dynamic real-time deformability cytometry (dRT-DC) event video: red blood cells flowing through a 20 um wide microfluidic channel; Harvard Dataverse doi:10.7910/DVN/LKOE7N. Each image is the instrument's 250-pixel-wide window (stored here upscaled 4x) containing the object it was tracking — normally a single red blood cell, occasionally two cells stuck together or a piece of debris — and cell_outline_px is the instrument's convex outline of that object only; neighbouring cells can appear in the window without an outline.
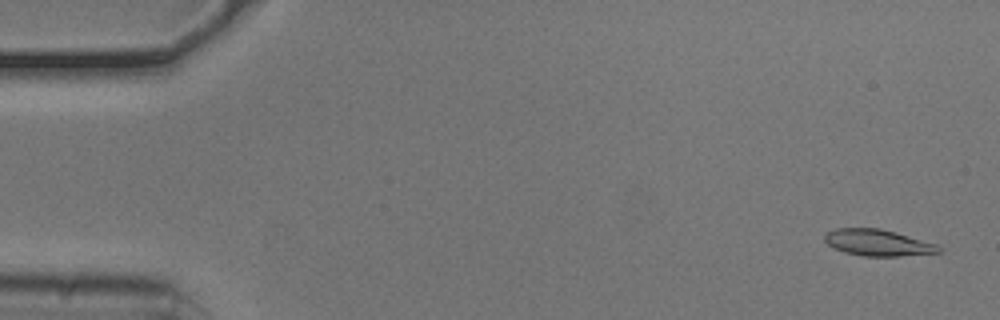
{"species": "common noctule bat (a hibernating species)", "species_latin": "Nyctalus noctula", "temperature_condition": "cold", "stored_images_in_passage": 53, "camera_frame_rate_fps": 3000, "um_per_image_px": 0.085, "animal": {"sex": "male", "body_mass_g": 20.5, "forearm_length_mm": 52.5}, "frame": {"image": 1, "passage_image": 2, "time_ms": 0.333, "image_size_px": [1000, 320], "cell_outline_px": [[944, 248], [940, 252], [900, 256], [860, 256], [844, 252], [828, 244], [824, 240], [824, 236], [828, 232], [836, 228], [880, 228], [896, 232], [936, 244]], "centroid_in_image_um": [74.63, 20.63], "position_along_channel_um": 10.4, "area_um2": 17.51}}
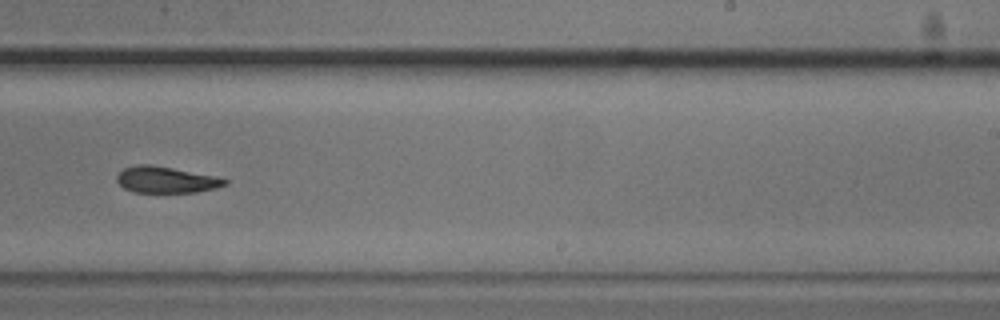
{"frame": {"image": 2, "passage_image": 33, "time_ms": 10.667, "image_size_px": [1000, 320], "cell_outline_px": [[228, 184], [216, 188], [196, 192], [132, 192], [124, 188], [116, 180], [116, 176], [124, 168], [136, 164], [148, 164], [172, 168], [212, 176], [228, 180]], "centroid_in_image_um": [14.07, 15.28], "position_along_channel_um": 274.9, "area_um2": 16.36}}
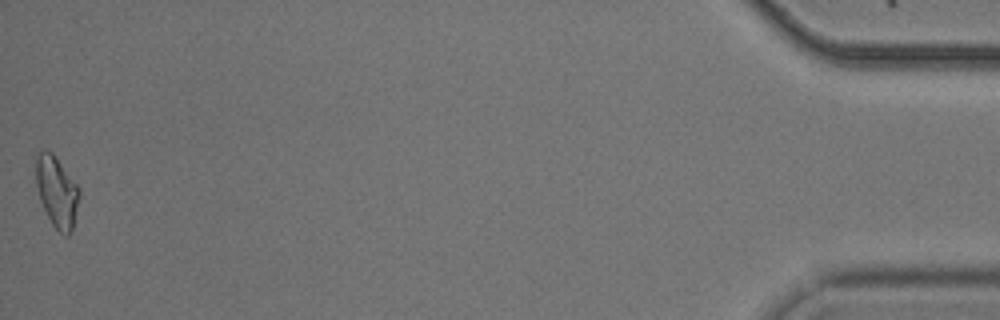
{"frame": {"image": 3, "passage_image": 53, "time_ms": 17.333, "image_size_px": [1000, 320], "cell_outline_px": [[80, 196], [72, 228], [68, 236], [64, 236], [52, 224], [40, 200], [36, 184], [36, 152], [44, 148], [52, 152], [80, 188]], "centroid_in_image_um": [4.82, 16.25], "position_along_channel_um": 430.4, "area_um2": 17.92}, "authors_computed_cell_mechanics": {"area_um2": 17.629, "velocity_mm_per_s": 3.7832, "shape_relaxation_time_tau1_ms": 3.5296, "shape_relaxation_time_tau2_ms": 8.0971, "deformation_change_tau1": 0.1277, "deformation_change_tau2": 0.1664}}